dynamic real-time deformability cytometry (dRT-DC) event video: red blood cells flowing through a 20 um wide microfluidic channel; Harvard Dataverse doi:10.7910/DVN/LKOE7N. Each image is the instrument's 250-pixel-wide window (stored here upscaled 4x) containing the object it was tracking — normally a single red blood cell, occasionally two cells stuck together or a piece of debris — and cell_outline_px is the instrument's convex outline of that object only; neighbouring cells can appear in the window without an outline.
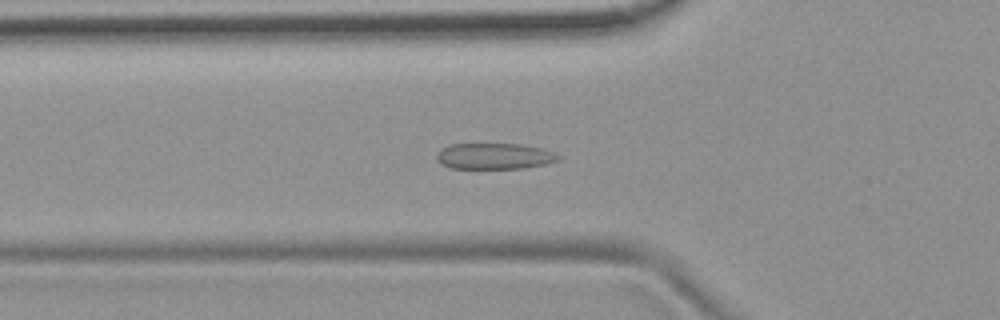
{"species": "common noctule bat (a hibernating species)", "species_latin": "Nyctalus noctula", "temperature_condition": "room temperature", "stored_images_in_passage": 55, "camera_frame_rate_fps": 3000, "um_per_image_px": 0.085, "animal": {"sex": "female", "body_mass_g": 19.9}, "frame": {"image": 1, "passage_image": 19, "time_ms": 6.0, "image_size_px": [1000, 320], "cell_outline_px": [[564, 156], [560, 160], [544, 164], [524, 168], [452, 168], [440, 164], [436, 160], [436, 152], [440, 148], [448, 144], [524, 144], [544, 148], [556, 152]], "centroid_in_image_um": [42.05, 13.26], "position_along_channel_um": 83.7, "area_um2": 18.9}}
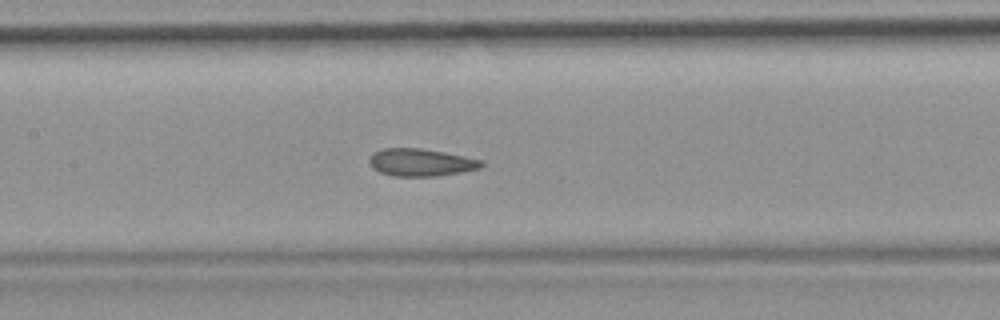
{"frame": {"image": 2, "passage_image": 26, "time_ms": 8.333, "image_size_px": [1000, 320], "cell_outline_px": [[484, 164], [480, 168], [460, 172], [436, 176], [392, 176], [380, 172], [372, 168], [368, 160], [372, 152], [380, 148], [420, 148], [444, 152], [484, 160]], "centroid_in_image_um": [35.74, 13.8], "position_along_channel_um": 171.7, "area_um2": 18.09}}
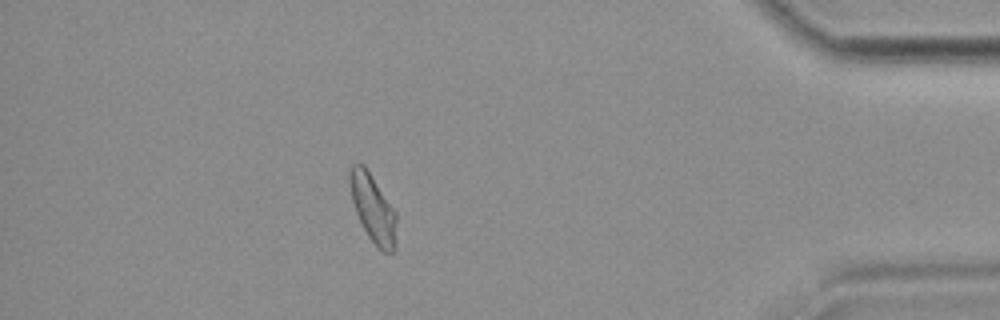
{"frame": {"image": 3, "passage_image": 48, "time_ms": 15.667, "image_size_px": [1000, 320], "cell_outline_px": [[396, 248], [392, 252], [384, 252], [368, 236], [356, 212], [352, 200], [348, 176], [348, 172], [352, 164], [364, 164], [396, 212]], "centroid_in_image_um": [31.7, 17.69], "position_along_channel_um": 403.5, "area_um2": 18.26}, "authors_computed_cell_mechanics": {"area_um2": 18.8428, "velocity_mm_per_s": 3.7486, "shape_relaxation_time_tau1_ms": 7.6195, "shape_relaxation_time_tau2_ms": 1.0974, "deformation_change_tau1": 0.1492, "deformation_change_tau2": 0.0815}}